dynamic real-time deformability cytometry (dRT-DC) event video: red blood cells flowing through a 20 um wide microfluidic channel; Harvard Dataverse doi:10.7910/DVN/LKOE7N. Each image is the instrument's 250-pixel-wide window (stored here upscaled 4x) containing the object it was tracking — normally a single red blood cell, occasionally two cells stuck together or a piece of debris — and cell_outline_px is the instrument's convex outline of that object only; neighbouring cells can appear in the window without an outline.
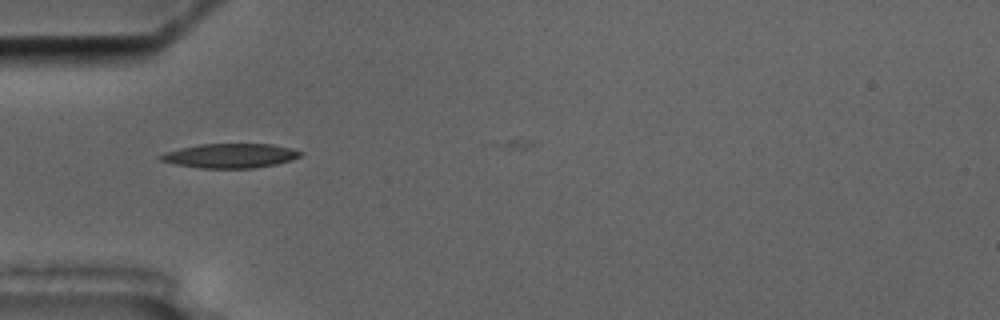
{"species": "common noctule bat (a hibernating species)", "species_latin": "Nyctalus noctula", "temperature_condition": "cold", "stored_images_in_passage": 2, "camera_frame_rate_fps": 3000, "um_per_image_px": 0.085, "animal": {"sex": "male", "body_mass_g": 17.5, "forearm_length_mm": 52.3}, "frame": {"image": 1, "passage_image": 1, "time_ms": 0.0, "image_size_px": [1000, 320], "cell_outline_px": [[304, 152], [300, 156], [292, 160], [276, 164], [256, 168], [200, 168], [176, 164], [160, 160], [156, 156], [164, 152], [180, 148], [200, 144], [272, 144]], "centroid_in_image_um": [19.55, 13.24], "position_along_channel_um": 65.5, "area_um2": 19.88}}